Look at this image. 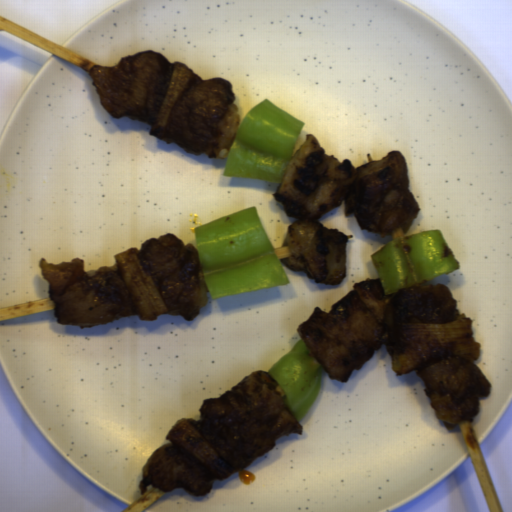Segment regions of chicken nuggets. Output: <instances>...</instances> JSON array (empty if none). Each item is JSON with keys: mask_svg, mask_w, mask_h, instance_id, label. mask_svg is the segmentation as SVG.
<instances>
[{"mask_svg": "<svg viewBox=\"0 0 512 512\" xmlns=\"http://www.w3.org/2000/svg\"><path fill=\"white\" fill-rule=\"evenodd\" d=\"M273 196L287 217L298 220L289 224L282 244L293 257L280 260L316 284L339 285L347 274V235L317 221L343 201L345 215L353 213L361 230L383 238L422 210L402 151L355 167L349 159L328 155L317 136L307 133Z\"/></svg>", "mask_w": 512, "mask_h": 512, "instance_id": "obj_1", "label": "chicken nuggets"}, {"mask_svg": "<svg viewBox=\"0 0 512 512\" xmlns=\"http://www.w3.org/2000/svg\"><path fill=\"white\" fill-rule=\"evenodd\" d=\"M353 287L330 305L329 313L313 308L296 330L331 381H349L383 344L388 352L400 324H443L462 315L450 289L439 283L412 284L390 295L380 277Z\"/></svg>", "mask_w": 512, "mask_h": 512, "instance_id": "obj_2", "label": "chicken nuggets"}, {"mask_svg": "<svg viewBox=\"0 0 512 512\" xmlns=\"http://www.w3.org/2000/svg\"><path fill=\"white\" fill-rule=\"evenodd\" d=\"M282 386L264 370H256L218 397L199 406L196 420L205 440L220 459L240 472L268 454L283 436L304 429L286 405Z\"/></svg>", "mask_w": 512, "mask_h": 512, "instance_id": "obj_3", "label": "chicken nuggets"}, {"mask_svg": "<svg viewBox=\"0 0 512 512\" xmlns=\"http://www.w3.org/2000/svg\"><path fill=\"white\" fill-rule=\"evenodd\" d=\"M37 264L48 282L58 324L82 330L139 316L116 262L98 267L93 276L85 271L80 257L53 264L42 256Z\"/></svg>", "mask_w": 512, "mask_h": 512, "instance_id": "obj_4", "label": "chicken nuggets"}, {"mask_svg": "<svg viewBox=\"0 0 512 512\" xmlns=\"http://www.w3.org/2000/svg\"><path fill=\"white\" fill-rule=\"evenodd\" d=\"M176 100L167 124V144L186 153L227 159L242 120L232 82L200 75Z\"/></svg>", "mask_w": 512, "mask_h": 512, "instance_id": "obj_5", "label": "chicken nuggets"}, {"mask_svg": "<svg viewBox=\"0 0 512 512\" xmlns=\"http://www.w3.org/2000/svg\"><path fill=\"white\" fill-rule=\"evenodd\" d=\"M175 63L157 51L122 56L116 66L93 64L89 71L100 104L116 119L129 117L152 127Z\"/></svg>", "mask_w": 512, "mask_h": 512, "instance_id": "obj_6", "label": "chicken nuggets"}, {"mask_svg": "<svg viewBox=\"0 0 512 512\" xmlns=\"http://www.w3.org/2000/svg\"><path fill=\"white\" fill-rule=\"evenodd\" d=\"M139 263L152 278L170 316L195 320L208 304L209 289L203 279L198 248L175 234L150 237L139 247Z\"/></svg>", "mask_w": 512, "mask_h": 512, "instance_id": "obj_7", "label": "chicken nuggets"}, {"mask_svg": "<svg viewBox=\"0 0 512 512\" xmlns=\"http://www.w3.org/2000/svg\"><path fill=\"white\" fill-rule=\"evenodd\" d=\"M414 369L424 382L436 420L441 421L448 432L459 424L474 423L480 414L479 398H486L493 390L474 361L458 356L438 358Z\"/></svg>", "mask_w": 512, "mask_h": 512, "instance_id": "obj_8", "label": "chicken nuggets"}, {"mask_svg": "<svg viewBox=\"0 0 512 512\" xmlns=\"http://www.w3.org/2000/svg\"><path fill=\"white\" fill-rule=\"evenodd\" d=\"M147 486L164 492L181 488L195 497H203L214 489V480L169 442L150 454L138 483L141 495L145 494Z\"/></svg>", "mask_w": 512, "mask_h": 512, "instance_id": "obj_9", "label": "chicken nuggets"}]
</instances>
